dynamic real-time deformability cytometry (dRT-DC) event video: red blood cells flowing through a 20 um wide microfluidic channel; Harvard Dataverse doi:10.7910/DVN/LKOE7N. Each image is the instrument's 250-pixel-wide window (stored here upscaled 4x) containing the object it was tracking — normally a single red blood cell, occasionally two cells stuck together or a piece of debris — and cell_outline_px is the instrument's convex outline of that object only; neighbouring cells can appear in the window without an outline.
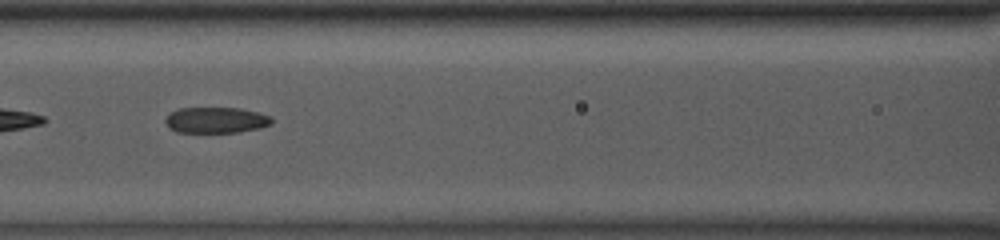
{"species": "common noctule bat (a hibernating species)", "species_latin": "Nyctalus noctula", "temperature_condition": "room temperature", "stored_images_in_passage": 32, "segment_of_instrument_passage": [2, 2], "camera_frame_rate_fps": 3000, "um_per_image_px": 0.085, "animal": {"sex": "male", "body_mass_g": 13.0, "forearm_length_mm": 53.1}, "frame": {"image": 1, "passage_image": 23, "time_ms": 7.333, "image_size_px": [1000, 240], "cell_outline_px": [[272, 124], [260, 128], [240, 132], [176, 132], [168, 128], [164, 120], [172, 112], [180, 108], [240, 108], [256, 112], [268, 116], [272, 120]], "centroid_in_image_um": [18.34, 10.22], "position_along_channel_um": 148.3, "area_um2": 15.95}}
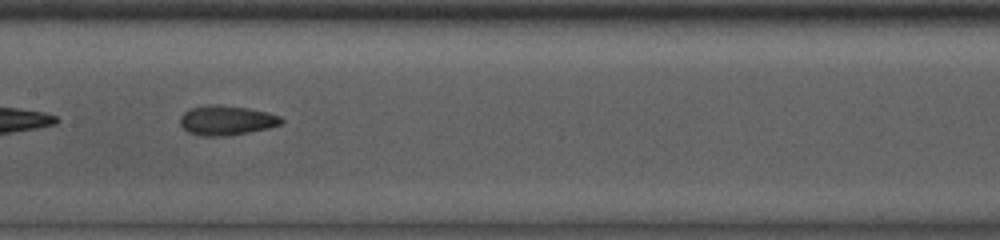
{"frame": {"image": 2, "passage_image": 26, "time_ms": 8.333, "image_size_px": [1000, 240], "cell_outline_px": [[284, 124], [268, 128], [228, 136], [204, 136], [188, 132], [180, 124], [180, 116], [184, 112], [192, 108], [208, 104], [216, 104], [248, 108], [268, 112], [280, 116], [284, 120]], "centroid_in_image_um": [19.28, 10.23], "position_along_channel_um": 188.1, "area_um2": 17.57}}